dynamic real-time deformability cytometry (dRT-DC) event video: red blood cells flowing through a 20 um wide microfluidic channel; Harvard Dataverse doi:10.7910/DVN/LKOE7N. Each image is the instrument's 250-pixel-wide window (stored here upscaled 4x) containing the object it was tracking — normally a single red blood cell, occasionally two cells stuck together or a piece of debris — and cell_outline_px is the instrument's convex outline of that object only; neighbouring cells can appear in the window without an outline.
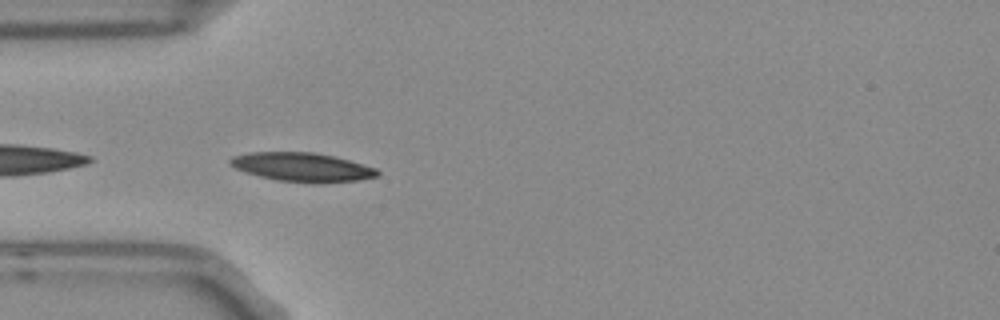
{"species": "Egyptian fruit bat (a non-hibernating species)", "species_latin": "Rousettus aegyptiacus", "temperature_condition": "room temperature", "stored_images_in_passage": 5, "camera_frame_rate_fps": 3000, "um_per_image_px": 0.085, "frame": {"image": 1, "passage_image": 5, "time_ms": 1.333, "image_size_px": [1000, 320], "cell_outline_px": [[380, 172], [376, 176], [356, 180], [320, 184], [312, 184], [276, 180], [244, 172], [228, 164], [228, 160], [232, 156], [252, 152], [316, 152], [336, 156], [376, 168]], "centroid_in_image_um": [25.67, 14.21], "position_along_channel_um": 59.3, "area_um2": 25.09}}